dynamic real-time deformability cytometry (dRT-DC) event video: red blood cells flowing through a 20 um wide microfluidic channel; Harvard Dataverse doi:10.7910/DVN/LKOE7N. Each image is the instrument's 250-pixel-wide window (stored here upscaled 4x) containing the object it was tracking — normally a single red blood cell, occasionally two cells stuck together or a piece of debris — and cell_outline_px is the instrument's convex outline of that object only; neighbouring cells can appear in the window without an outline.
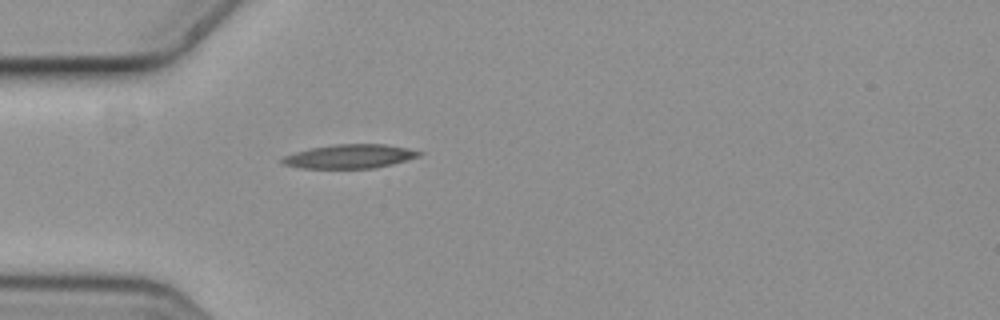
{"species": "common noctule bat (a hibernating species)", "species_latin": "Nyctalus noctula", "temperature_condition": "cold", "stored_images_in_passage": 1, "camera_frame_rate_fps": 3000, "um_per_image_px": 0.085, "animal": {"sex": "female", "body_mass_g": 19.3, "forearm_length_mm": 54.1}, "frame": {"image": 1, "passage_image": 1, "time_ms": 0.0, "image_size_px": [1000, 320], "cell_outline_px": [[424, 152], [420, 156], [392, 164], [372, 168], [300, 168], [280, 164], [280, 160], [284, 156], [296, 152], [312, 148], [332, 144], [384, 144], [408, 148]], "centroid_in_image_um": [29.72, 13.29], "position_along_channel_um": 55.3, "area_um2": 19.07}}